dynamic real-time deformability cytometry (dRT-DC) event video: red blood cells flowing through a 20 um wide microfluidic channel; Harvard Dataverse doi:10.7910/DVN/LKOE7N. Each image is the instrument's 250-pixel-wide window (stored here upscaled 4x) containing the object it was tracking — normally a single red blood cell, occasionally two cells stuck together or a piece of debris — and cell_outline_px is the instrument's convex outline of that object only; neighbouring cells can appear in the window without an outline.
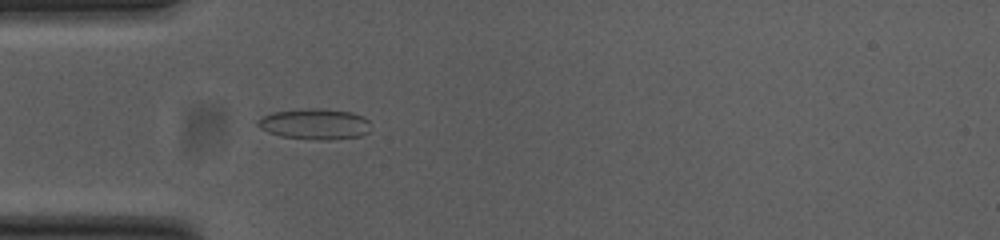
{"species": "common noctule bat (a hibernating species)", "species_latin": "Nyctalus noctula", "temperature_condition": "cold", "stored_images_in_passage": 40, "camera_frame_rate_fps": 3000, "um_per_image_px": 0.085, "animal": {"sex": "female", "body_mass_g": 23.0, "forearm_length_mm": 53.4}, "frame": {"image": 1, "passage_image": 3, "time_ms": 0.667, "image_size_px": [1000, 240], "cell_outline_px": [[368, 132], [360, 136], [328, 140], [324, 140], [280, 136], [268, 132], [260, 128], [256, 124], [256, 120], [272, 112], [304, 108], [320, 108], [352, 112], [364, 116], [368, 120]], "centroid_in_image_um": [26.73, 10.53], "position_along_channel_um": 58.3, "area_um2": 20.29}}
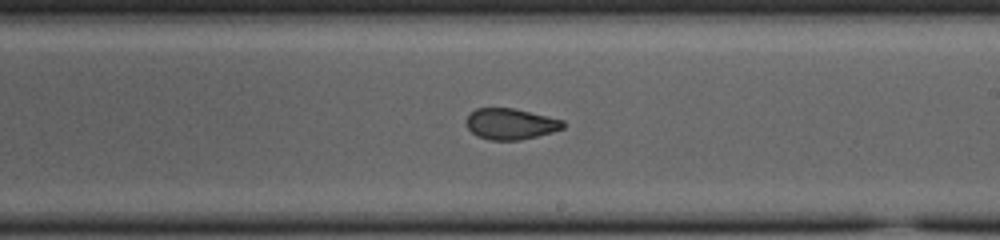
{"frame": {"image": 2, "passage_image": 18, "time_ms": 5.667, "image_size_px": [1000, 240], "cell_outline_px": [[564, 128], [552, 132], [520, 140], [488, 140], [476, 136], [468, 128], [464, 120], [476, 108], [512, 108], [564, 120]], "centroid_in_image_um": [43.37, 10.54], "position_along_channel_um": 245.6, "area_um2": 17.46}}
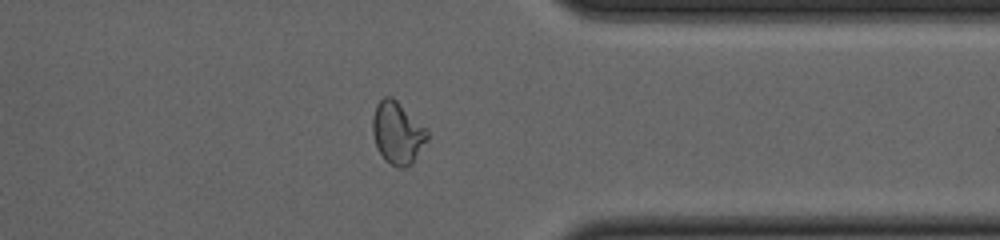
{"frame": {"image": 3, "passage_image": 29, "time_ms": 9.333, "image_size_px": [1000, 240], "cell_outline_px": [[428, 140], [412, 164], [404, 168], [396, 168], [384, 160], [376, 148], [372, 132], [372, 116], [376, 104], [384, 96], [392, 96], [428, 132]], "centroid_in_image_um": [33.75, 11.33], "position_along_channel_um": 377.7, "area_um2": 19.88}, "authors_computed_cell_mechanics": {"area_um2": 18.9006, "velocity_mm_per_s": 3.8033, "shape_relaxation_time_tau1_ms": null, "shape_relaxation_time_tau2_ms": 1.4322, "deformation_change_tau1": null, "deformation_change_tau2": 0.065}}